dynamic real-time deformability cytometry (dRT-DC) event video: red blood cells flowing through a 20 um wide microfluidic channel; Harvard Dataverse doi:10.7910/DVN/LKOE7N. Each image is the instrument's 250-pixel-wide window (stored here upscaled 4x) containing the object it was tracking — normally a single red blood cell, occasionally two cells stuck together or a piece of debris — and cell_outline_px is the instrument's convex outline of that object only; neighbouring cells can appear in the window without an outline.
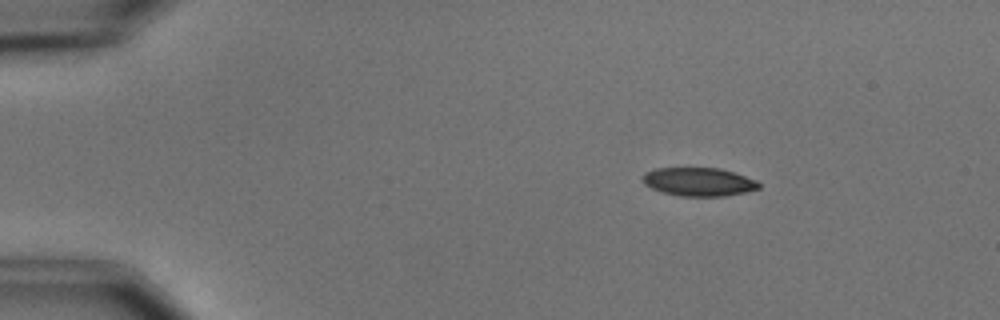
{"species": "common noctule bat (a hibernating species)", "species_latin": "Nyctalus noctula", "temperature_condition": "cold", "stored_images_in_passage": 3, "camera_frame_rate_fps": 3000, "um_per_image_px": 0.085, "animal": {"sex": "male", "body_mass_g": 15.6}, "frame": {"image": 1, "passage_image": 1, "time_ms": 0.0, "image_size_px": [1000, 320], "cell_outline_px": [[760, 188], [744, 192], [724, 196], [680, 196], [664, 192], [652, 188], [644, 184], [640, 176], [644, 172], [656, 168], [720, 168], [756, 180], [760, 184]], "centroid_in_image_um": [59.35, 15.45], "position_along_channel_um": 25.7, "area_um2": 19.19}}
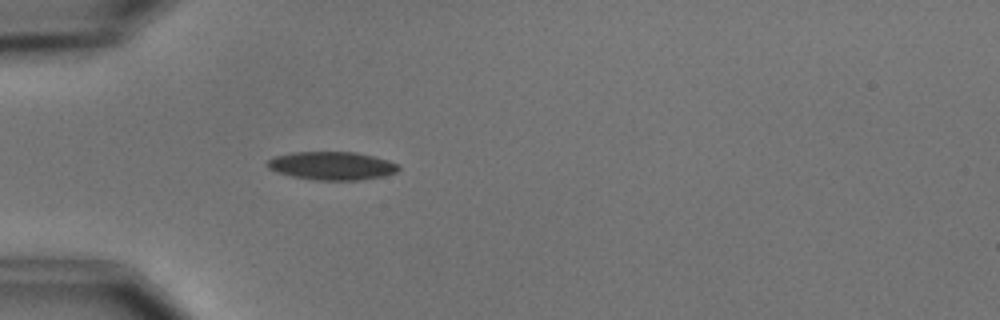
{"frame": {"image": 2, "passage_image": 3, "time_ms": 2.667, "image_size_px": [1000, 320], "cell_outline_px": [[400, 168], [396, 172], [384, 176], [360, 180], [312, 180], [292, 176], [276, 172], [268, 168], [264, 164], [268, 160], [276, 156], [292, 152], [356, 152], [388, 160], [400, 164]], "centroid_in_image_um": [28.2, 14.09], "position_along_channel_um": 56.8, "area_um2": 21.73}}